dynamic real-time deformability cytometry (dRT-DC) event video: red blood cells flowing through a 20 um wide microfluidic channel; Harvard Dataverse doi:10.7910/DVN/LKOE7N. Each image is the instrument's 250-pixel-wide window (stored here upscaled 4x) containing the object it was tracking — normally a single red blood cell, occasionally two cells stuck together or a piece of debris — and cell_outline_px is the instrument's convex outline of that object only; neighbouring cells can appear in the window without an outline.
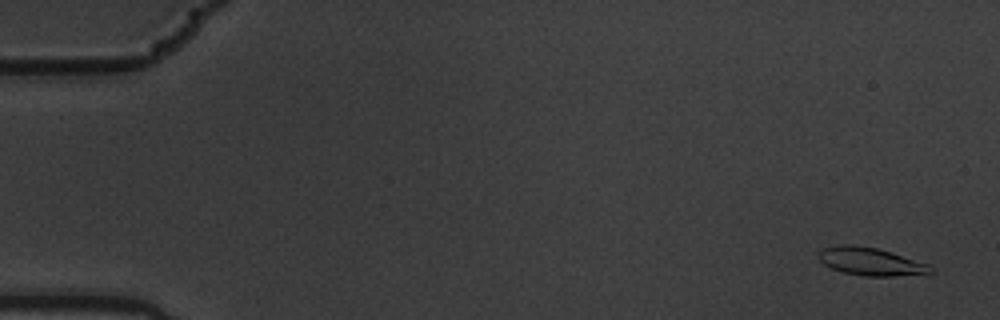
{"species": "common noctule bat (a hibernating species)", "species_latin": "Nyctalus noctula", "temperature_condition": "warm", "stored_images_in_passage": 6, "camera_frame_rate_fps": 3000, "um_per_image_px": 0.085, "animal": {"sex": "male", "body_mass_g": 19.5, "forearm_length_mm": 54.6}, "frame": {"image": 1, "passage_image": 1, "time_ms": 0.0, "image_size_px": [1000, 320], "cell_outline_px": [[936, 272], [928, 276], [864, 276], [844, 272], [832, 268], [824, 264], [820, 260], [820, 252], [824, 248], [840, 244], [848, 244], [876, 248], [892, 252], [928, 264], [936, 268]], "centroid_in_image_um": [74.17, 22.26], "position_along_channel_um": 10.8, "area_um2": 18.5}}
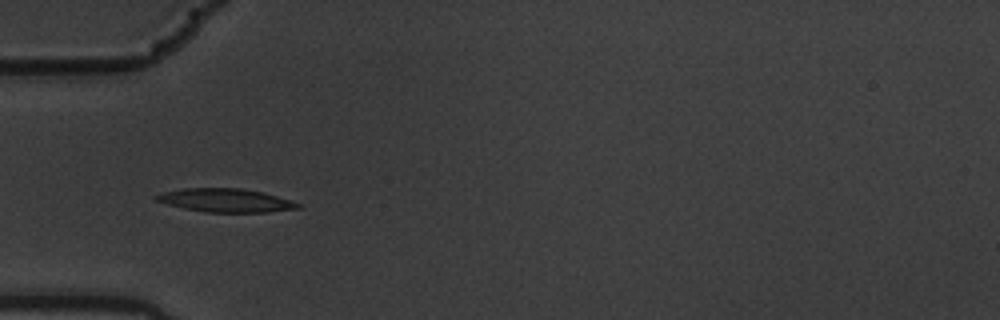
{"frame": {"image": 2, "passage_image": 5, "time_ms": 1.333, "image_size_px": [1000, 320], "cell_outline_px": [[304, 204], [300, 208], [268, 212], [204, 212], [184, 208], [168, 204], [156, 200], [156, 196], [164, 192], [184, 188], [240, 188], [264, 192]], "centroid_in_image_um": [19.26, 17.03], "position_along_channel_um": 65.7, "area_um2": 19.31}}
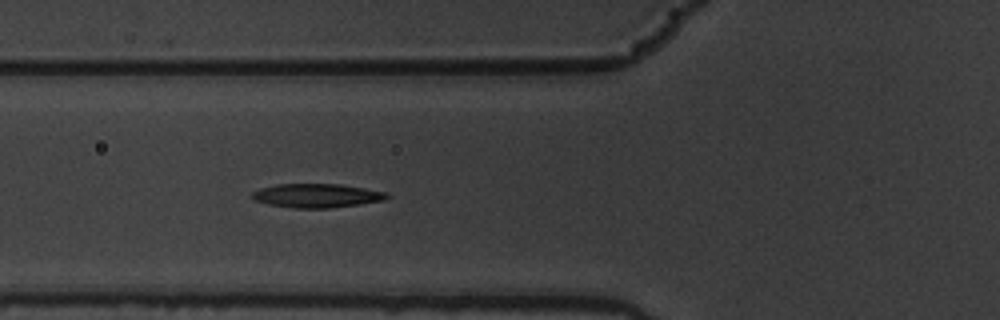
{"frame": {"image": 3, "passage_image": 6, "time_ms": 1.667, "image_size_px": [1000, 320], "cell_outline_px": [[392, 196], [384, 200], [360, 204], [328, 208], [292, 208], [268, 204], [252, 200], [252, 192], [260, 188], [276, 184], [340, 184], [364, 188], [384, 192]], "centroid_in_image_um": [26.9, 16.63], "position_along_channel_um": 98.9, "area_um2": 18.79}}